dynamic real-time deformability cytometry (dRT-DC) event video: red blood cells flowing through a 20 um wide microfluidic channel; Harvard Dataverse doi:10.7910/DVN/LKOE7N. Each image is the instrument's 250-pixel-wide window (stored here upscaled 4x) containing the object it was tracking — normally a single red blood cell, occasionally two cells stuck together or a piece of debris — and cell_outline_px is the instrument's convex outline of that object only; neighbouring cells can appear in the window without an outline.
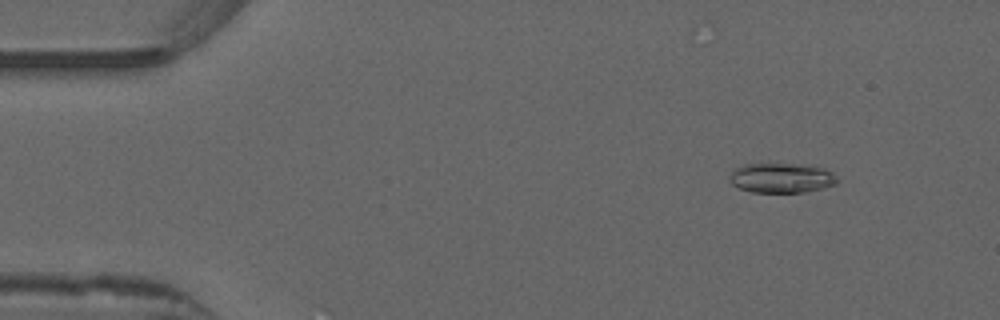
{"species": "common noctule bat (a hibernating species)", "species_latin": "Nyctalus noctula", "temperature_condition": "warm", "stored_images_in_passage": 51, "camera_frame_rate_fps": 3000, "um_per_image_px": 0.085, "animal": {"sex": "male", "forearm_length_mm": 52.5}, "frame": {"image": 1, "passage_image": 5, "time_ms": 1.333, "image_size_px": [1000, 320], "cell_outline_px": [[836, 184], [824, 188], [804, 192], [752, 192], [740, 188], [732, 184], [728, 180], [728, 176], [736, 168], [744, 164], [812, 164], [824, 168], [832, 172], [836, 176]], "centroid_in_image_um": [66.44, 15.11], "position_along_channel_um": 18.6, "area_um2": 18.84}}
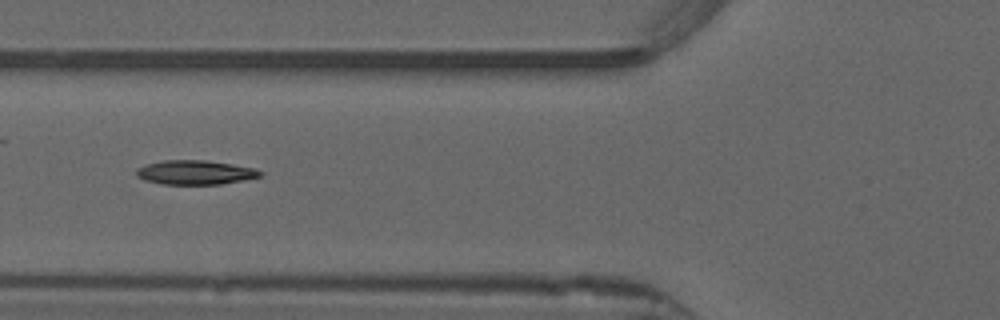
{"frame": {"image": 2, "passage_image": 19, "time_ms": 6.0, "image_size_px": [1000, 320], "cell_outline_px": [[264, 176], [244, 180], [220, 184], [164, 184], [144, 180], [136, 176], [136, 168], [144, 164], [160, 160], [204, 160], [232, 164], [256, 168], [264, 172]], "centroid_in_image_um": [16.6, 14.65], "position_along_channel_um": 109.2, "area_um2": 17.74}}
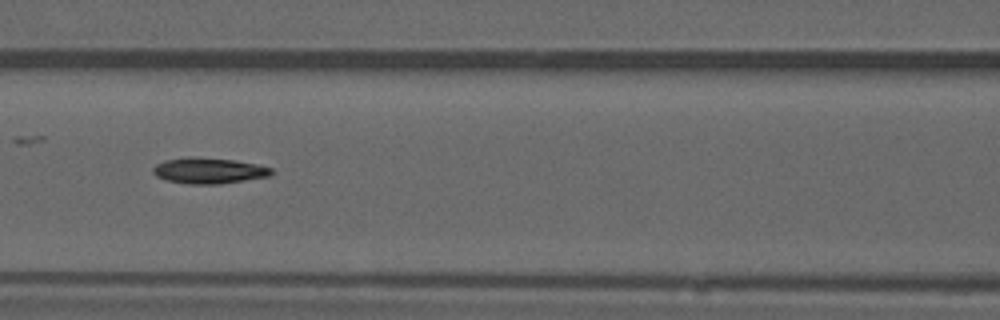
{"frame": {"image": 3, "passage_image": 22, "time_ms": 7.0, "image_size_px": [1000, 320], "cell_outline_px": [[272, 176], [220, 184], [188, 184], [164, 180], [156, 176], [152, 172], [152, 168], [156, 164], [164, 160], [188, 156], [192, 156], [232, 160], [256, 164], [272, 168]], "centroid_in_image_um": [17.71, 14.51], "position_along_channel_um": 148.9, "area_um2": 18.03}, "authors_computed_cell_mechanics": {"area_um2": 17.2822, "velocity_mm_per_s": 3.9361, "shape_relaxation_time_tau1_ms": 9.4582, "shape_relaxation_time_tau2_ms": null, "deformation_change_tau1": 0.2252, "deformation_change_tau2": null}}